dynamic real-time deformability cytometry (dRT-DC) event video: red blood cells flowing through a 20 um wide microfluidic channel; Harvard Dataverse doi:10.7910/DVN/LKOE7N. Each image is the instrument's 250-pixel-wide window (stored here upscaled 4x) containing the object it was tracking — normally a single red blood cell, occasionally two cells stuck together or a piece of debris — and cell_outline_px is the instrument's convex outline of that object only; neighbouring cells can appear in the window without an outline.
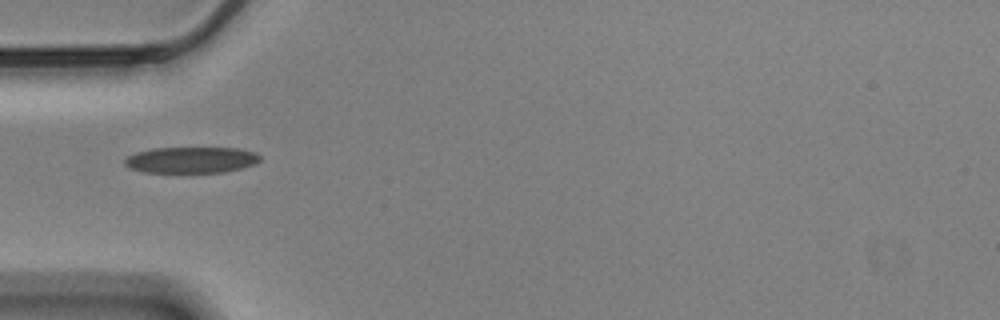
{"species": "Egyptian fruit bat (a non-hibernating species)", "species_latin": "Rousettus aegyptiacus", "temperature_condition": "cold", "stored_images_in_passage": 40, "camera_frame_rate_fps": 3000, "um_per_image_px": 0.085, "animal": {"sex": "male"}, "frame": {"image": 1, "passage_image": 1, "time_ms": 0.0, "image_size_px": [1000, 320], "cell_outline_px": [[260, 160], [252, 164], [240, 168], [224, 172], [144, 172], [128, 168], [124, 164], [124, 160], [128, 156], [136, 152], [152, 148], [236, 148], [256, 152], [260, 156]], "centroid_in_image_um": [16.21, 13.59], "position_along_channel_um": 68.8, "area_um2": 20.52}}
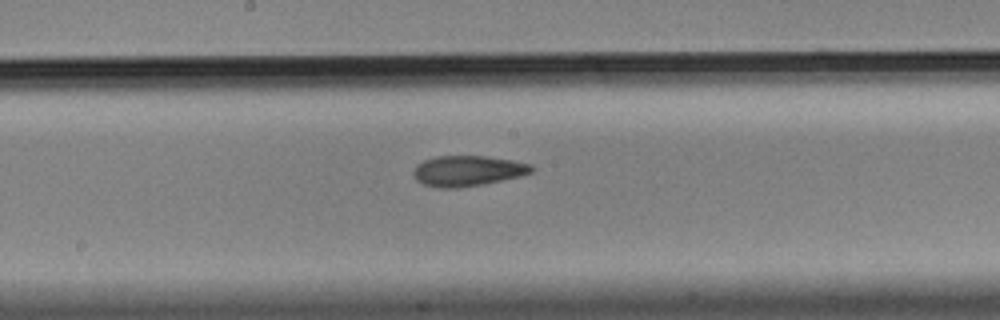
{"frame": {"image": 2, "passage_image": 13, "time_ms": 4.0, "image_size_px": [1000, 320], "cell_outline_px": [[536, 168], [532, 172], [520, 176], [484, 184], [456, 188], [440, 188], [424, 184], [416, 180], [412, 172], [416, 164], [424, 160], [436, 156], [484, 156], [512, 160], [532, 164]], "centroid_in_image_um": [39.75, 14.52], "position_along_channel_um": 208.4, "area_um2": 21.1}}
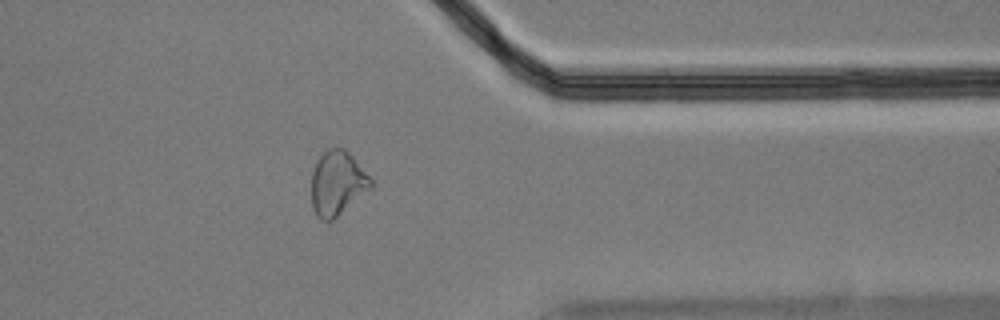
{"frame": {"image": 3, "passage_image": 29, "time_ms": 9.333, "image_size_px": [1000, 320], "cell_outline_px": [[372, 188], [332, 220], [320, 220], [316, 216], [312, 208], [312, 172], [320, 156], [328, 148], [344, 148], [352, 156], [372, 180]], "centroid_in_image_um": [28.66, 15.59], "position_along_channel_um": 382.7, "area_um2": 22.02}, "authors_computed_cell_mechanics": {"area_um2": 21.2415, "velocity_mm_per_s": 3.4712, "shape_relaxation_time_tau1_ms": null, "shape_relaxation_time_tau2_ms": 4.5405, "deformation_change_tau1": null, "deformation_change_tau2": 0.1108}}